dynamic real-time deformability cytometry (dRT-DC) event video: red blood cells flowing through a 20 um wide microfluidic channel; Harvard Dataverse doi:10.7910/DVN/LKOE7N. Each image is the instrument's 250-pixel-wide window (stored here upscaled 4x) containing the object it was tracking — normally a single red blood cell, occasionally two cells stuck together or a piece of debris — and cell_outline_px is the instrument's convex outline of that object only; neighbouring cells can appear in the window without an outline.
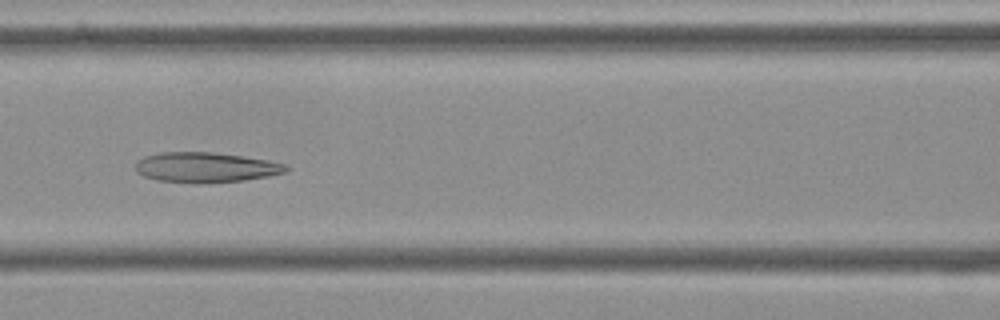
{"species": "Egyptian fruit bat (a non-hibernating species)", "species_latin": "Rousettus aegyptiacus", "temperature_condition": "cold", "stored_images_in_passage": 10, "camera_frame_rate_fps": 3000, "um_per_image_px": 0.085, "frame": {"image": 1, "passage_image": 6, "time_ms": 1.667, "image_size_px": [1000, 320], "cell_outline_px": [[288, 172], [268, 176], [240, 180], [204, 184], [192, 184], [156, 180], [144, 176], [136, 172], [136, 160], [144, 156], [160, 152], [212, 152], [268, 160], [288, 164]], "centroid_in_image_um": [17.46, 14.23], "position_along_channel_um": 149.1, "area_um2": 26.7}}
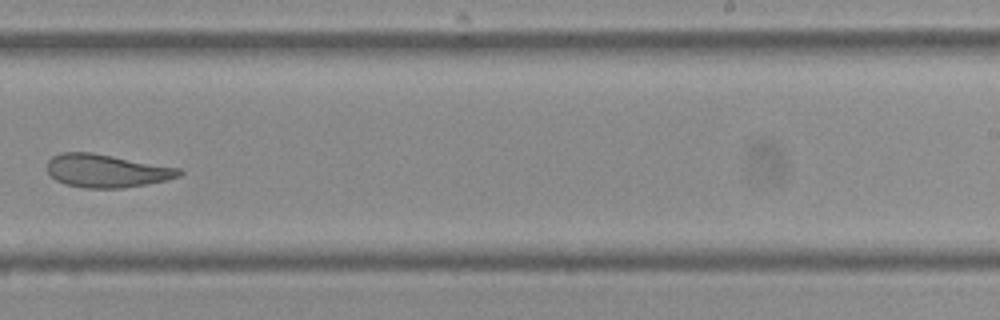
{"frame": {"image": 2, "passage_image": 9, "time_ms": 2.667, "image_size_px": [1000, 320], "cell_outline_px": [[184, 172], [180, 176], [168, 180], [148, 184], [120, 188], [84, 188], [64, 184], [56, 180], [48, 172], [48, 160], [52, 156], [60, 152], [92, 152], [180, 168]], "centroid_in_image_um": [9.07, 14.52], "position_along_channel_um": 279.9, "area_um2": 25.61}}
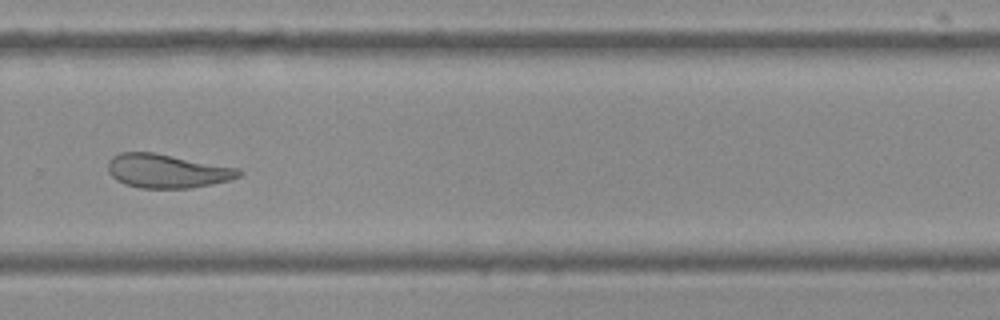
{"frame": {"image": 3, "passage_image": 10, "time_ms": 3.0, "image_size_px": [1000, 320], "cell_outline_px": [[244, 172], [240, 176], [228, 180], [212, 184], [188, 188], [140, 188], [124, 184], [116, 180], [108, 172], [108, 160], [112, 156], [120, 152], [152, 152], [240, 168]], "centroid_in_image_um": [14.19, 14.53], "position_along_channel_um": 315.6, "area_um2": 25.89}}